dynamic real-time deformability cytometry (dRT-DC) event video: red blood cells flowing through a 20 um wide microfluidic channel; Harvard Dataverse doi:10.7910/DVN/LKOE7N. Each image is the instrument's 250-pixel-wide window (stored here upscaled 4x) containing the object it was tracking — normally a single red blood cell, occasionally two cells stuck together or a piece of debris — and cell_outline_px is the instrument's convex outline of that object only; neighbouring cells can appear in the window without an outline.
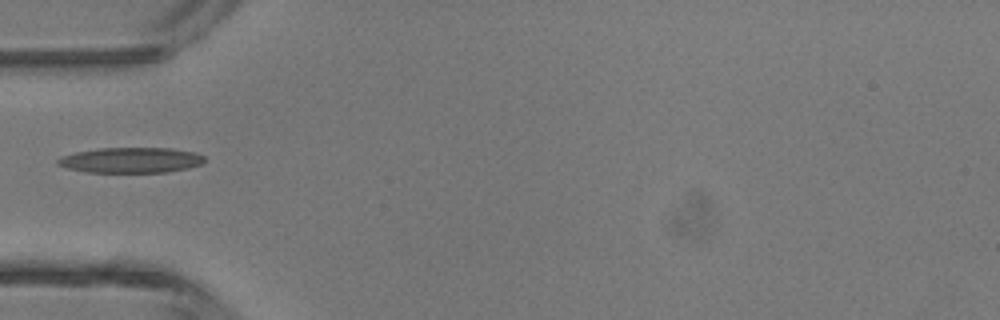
{"species": "common noctule bat (a hibernating species)", "species_latin": "Nyctalus noctula", "temperature_condition": "room temperature", "stored_images_in_passage": 4, "camera_frame_rate_fps": 3000, "um_per_image_px": 0.085, "animal": {"sex": "male", "body_mass_g": 13.3}, "frame": {"image": 1, "passage_image": 4, "time_ms": 1.0, "image_size_px": [1000, 320], "cell_outline_px": [[204, 160], [200, 164], [188, 168], [168, 172], [88, 172], [68, 168], [56, 164], [56, 160], [60, 156], [76, 152], [100, 148], [172, 148], [196, 152], [204, 156]], "centroid_in_image_um": [11.12, 13.6], "position_along_channel_um": 73.9, "area_um2": 21.73}}